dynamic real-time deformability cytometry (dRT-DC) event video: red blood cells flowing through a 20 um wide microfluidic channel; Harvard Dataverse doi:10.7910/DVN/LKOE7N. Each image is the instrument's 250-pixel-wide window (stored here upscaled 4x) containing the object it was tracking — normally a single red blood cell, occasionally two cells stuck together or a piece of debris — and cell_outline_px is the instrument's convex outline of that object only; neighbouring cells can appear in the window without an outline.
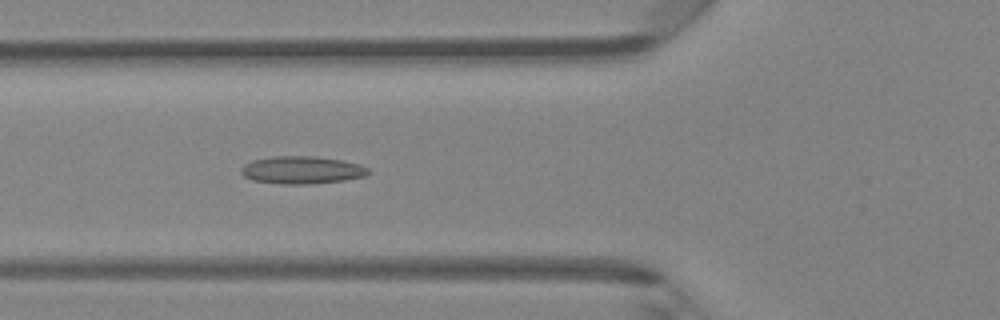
{"species": "Egyptian fruit bat (a non-hibernating species)", "species_latin": "Rousettus aegyptiacus", "temperature_condition": "room temperature", "stored_images_in_passage": 5, "camera_frame_rate_fps": 3000, "um_per_image_px": 0.085, "animal": {"sex": "female"}, "frame": {"image": 1, "passage_image": 5, "time_ms": 1.333, "image_size_px": [1000, 320], "cell_outline_px": [[368, 172], [364, 176], [344, 180], [312, 184], [280, 184], [252, 180], [244, 176], [240, 172], [240, 168], [244, 164], [252, 160], [272, 156], [312, 156], [344, 160], [360, 164], [368, 168]], "centroid_in_image_um": [25.62, 14.45], "position_along_channel_um": 100.2, "area_um2": 20.58}}